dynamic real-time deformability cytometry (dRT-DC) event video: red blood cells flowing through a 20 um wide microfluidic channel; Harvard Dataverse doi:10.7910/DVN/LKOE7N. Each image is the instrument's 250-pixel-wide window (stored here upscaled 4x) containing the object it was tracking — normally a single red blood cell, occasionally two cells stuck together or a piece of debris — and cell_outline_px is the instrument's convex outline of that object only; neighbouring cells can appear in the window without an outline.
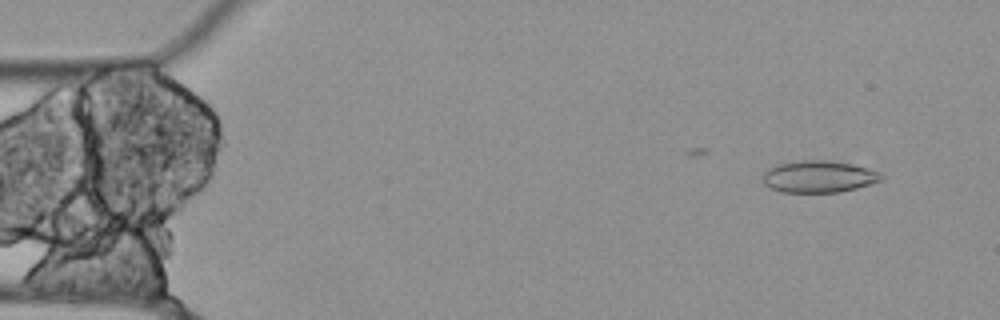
{"species": "Egyptian fruit bat (a non-hibernating species)", "species_latin": "Rousettus aegyptiacus", "temperature_condition": "cold", "stored_images_in_passage": 18, "camera_frame_rate_fps": 3000, "um_per_image_px": 0.085, "animal": {"sex": "female"}, "frame": {"image": 1, "passage_image": 4, "time_ms": 1.0, "image_size_px": [1000, 320], "cell_outline_px": [[884, 180], [856, 188], [840, 192], [780, 192], [764, 184], [764, 172], [768, 168], [776, 164], [800, 160], [832, 160], [852, 164], [880, 172], [884, 176]], "centroid_in_image_um": [69.61, 15.0], "position_along_channel_um": 15.4, "area_um2": 22.14}}
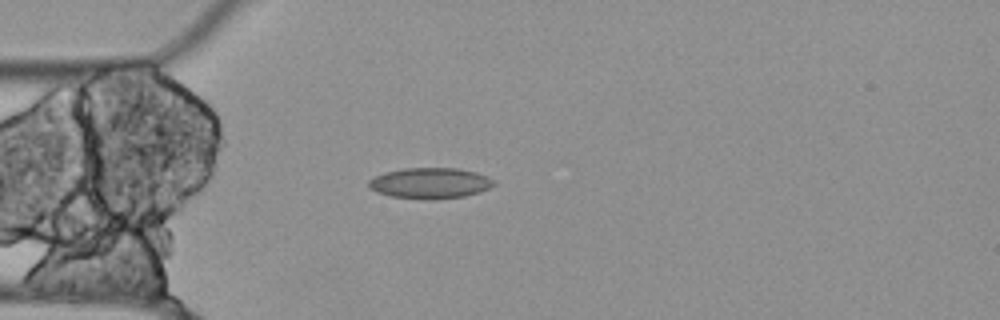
{"frame": {"image": 2, "passage_image": 14, "time_ms": 4.333, "image_size_px": [1000, 320], "cell_outline_px": [[496, 184], [480, 192], [464, 196], [436, 200], [424, 200], [388, 196], [376, 192], [368, 188], [368, 180], [384, 172], [404, 168], [456, 168], [476, 172], [488, 176]], "centroid_in_image_um": [36.52, 15.58], "position_along_channel_um": 48.5, "area_um2": 22.77}}
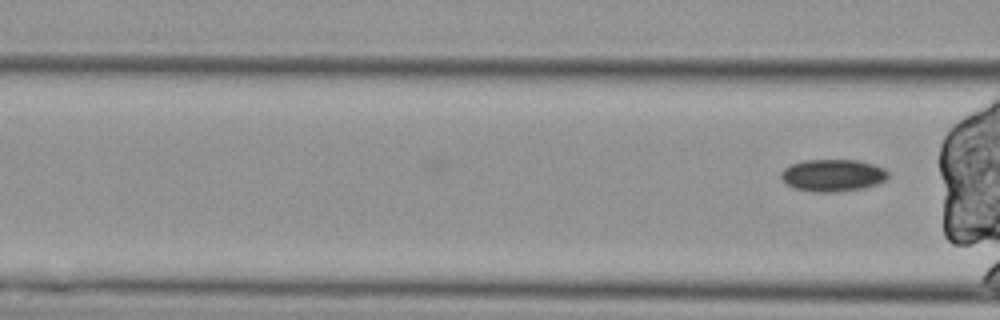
{"frame": {"image": 3, "passage_image": 18, "time_ms": 5.667, "image_size_px": [1000, 320], "cell_outline_px": [[888, 180], [864, 188], [836, 192], [816, 192], [792, 188], [784, 184], [780, 176], [780, 172], [784, 168], [792, 164], [804, 160], [860, 160], [884, 168], [888, 172]], "centroid_in_image_um": [70.77, 14.91], "position_along_channel_um": 95.8, "area_um2": 20.35}}